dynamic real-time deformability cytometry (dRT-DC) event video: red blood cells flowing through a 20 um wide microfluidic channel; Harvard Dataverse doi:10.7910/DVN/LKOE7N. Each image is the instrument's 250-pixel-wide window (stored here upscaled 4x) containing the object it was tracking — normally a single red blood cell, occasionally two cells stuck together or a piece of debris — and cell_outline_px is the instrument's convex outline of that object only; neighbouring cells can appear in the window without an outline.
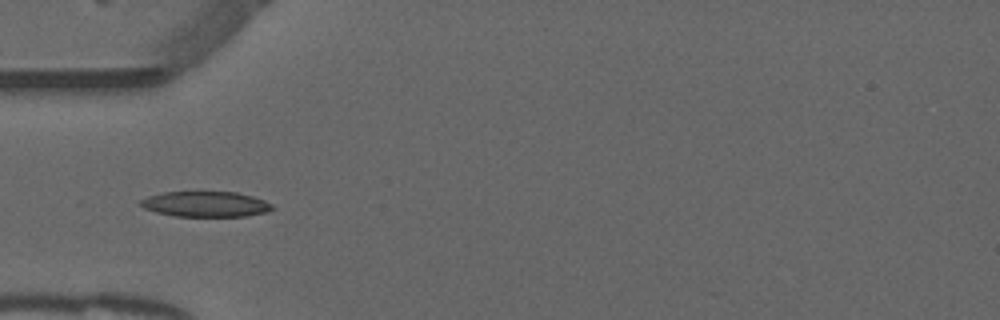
{"species": "common noctule bat (a hibernating species)", "species_latin": "Nyctalus noctula", "temperature_condition": "warm", "stored_images_in_passage": 10, "camera_frame_rate_fps": 3000, "um_per_image_px": 0.085, "animal": {"sex": "male", "forearm_length_mm": 52.5}, "frame": {"image": 1, "passage_image": 5, "time_ms": 1.333, "image_size_px": [1000, 320], "cell_outline_px": [[276, 208], [268, 212], [248, 216], [176, 216], [156, 212], [144, 208], [140, 204], [140, 200], [148, 196], [164, 192], [236, 192], [252, 196], [264, 200], [272, 204]], "centroid_in_image_um": [17.52, 17.35], "position_along_channel_um": 67.5, "area_um2": 19.54}}